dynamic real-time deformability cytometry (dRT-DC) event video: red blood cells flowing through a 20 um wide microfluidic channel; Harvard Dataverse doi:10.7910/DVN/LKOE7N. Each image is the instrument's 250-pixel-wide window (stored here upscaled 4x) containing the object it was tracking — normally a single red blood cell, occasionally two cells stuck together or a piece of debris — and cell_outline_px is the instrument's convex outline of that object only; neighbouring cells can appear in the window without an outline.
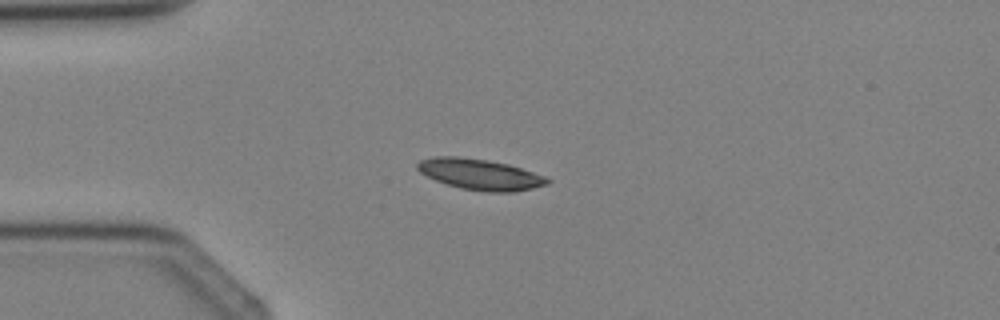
{"species": "Egyptian fruit bat (a non-hibernating species)", "species_latin": "Rousettus aegyptiacus", "temperature_condition": "cold", "stored_images_in_passage": 2, "camera_frame_rate_fps": 3000, "um_per_image_px": 0.085, "animal": {"sex": "female"}, "frame": {"image": 1, "passage_image": 1, "time_ms": 0.0, "image_size_px": [1000, 320], "cell_outline_px": [[552, 180], [548, 184], [516, 192], [488, 192], [460, 188], [436, 180], [420, 172], [416, 168], [416, 164], [420, 160], [432, 156], [456, 156], [488, 160], [508, 164], [544, 176]], "centroid_in_image_um": [40.79, 14.82], "position_along_channel_um": 44.2, "area_um2": 23.29}}